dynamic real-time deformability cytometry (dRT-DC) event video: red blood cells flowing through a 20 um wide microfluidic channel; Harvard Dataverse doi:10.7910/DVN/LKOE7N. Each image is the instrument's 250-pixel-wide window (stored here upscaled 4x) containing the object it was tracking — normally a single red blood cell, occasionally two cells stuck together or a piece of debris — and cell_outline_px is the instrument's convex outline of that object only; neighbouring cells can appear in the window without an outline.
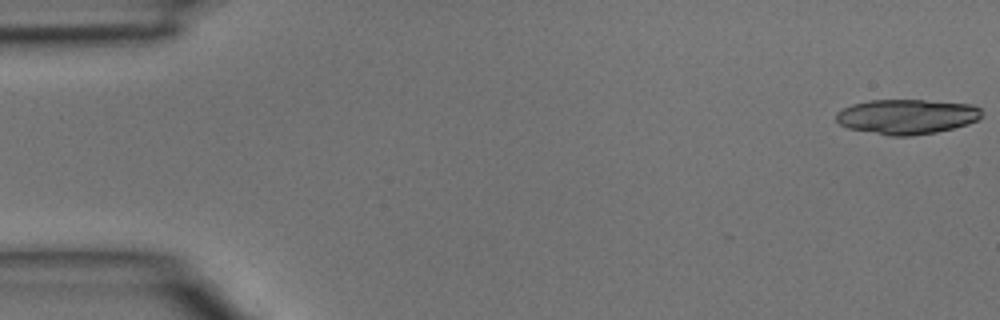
{"species": "common noctule bat (a hibernating species)", "species_latin": "Nyctalus noctula", "temperature_condition": "room temperature", "stored_images_in_passage": 4, "camera_frame_rate_fps": 3000, "um_per_image_px": 0.085, "animal": {"sex": "male", "body_mass_g": 15.6}, "frame": {"image": 1, "passage_image": 1, "time_ms": 0.0, "image_size_px": [1000, 320], "cell_outline_px": [[980, 116], [976, 120], [968, 124], [936, 132], [912, 136], [888, 136], [848, 128], [840, 124], [836, 120], [836, 112], [852, 104], [868, 100], [924, 100], [972, 104], [980, 108]], "centroid_in_image_um": [77.04, 9.91], "position_along_channel_um": 8.0, "area_um2": 29.59}}